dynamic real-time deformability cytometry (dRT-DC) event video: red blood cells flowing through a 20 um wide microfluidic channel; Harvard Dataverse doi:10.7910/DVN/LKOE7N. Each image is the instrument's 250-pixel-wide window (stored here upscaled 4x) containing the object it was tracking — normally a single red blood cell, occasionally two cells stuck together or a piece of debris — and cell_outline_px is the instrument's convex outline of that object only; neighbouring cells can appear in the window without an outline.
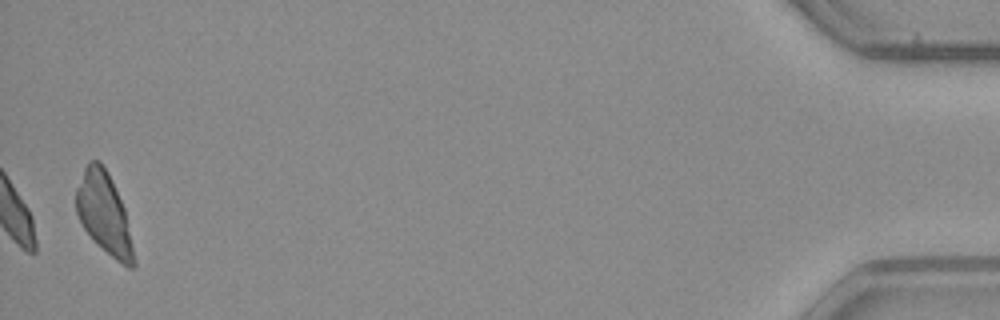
{"species": "common noctule bat (a hibernating species)", "species_latin": "Nyctalus noctula", "temperature_condition": "warm", "stored_images_in_passage": 48, "camera_frame_rate_fps": 3000, "um_per_image_px": 0.085, "animal": {"sex": "male", "body_mass_g": 23.1, "forearm_length_mm": 52.7}, "frame": {"image": 1, "passage_image": 48, "time_ms": 15.667, "image_size_px": [1000, 320], "cell_outline_px": [[136, 264], [132, 268], [128, 268], [116, 260], [84, 228], [76, 212], [76, 188], [84, 168], [88, 160], [100, 160], [108, 172], [124, 208]], "centroid_in_image_um": [8.84, 18.08], "position_along_channel_um": 426.4, "area_um2": 26.53}}